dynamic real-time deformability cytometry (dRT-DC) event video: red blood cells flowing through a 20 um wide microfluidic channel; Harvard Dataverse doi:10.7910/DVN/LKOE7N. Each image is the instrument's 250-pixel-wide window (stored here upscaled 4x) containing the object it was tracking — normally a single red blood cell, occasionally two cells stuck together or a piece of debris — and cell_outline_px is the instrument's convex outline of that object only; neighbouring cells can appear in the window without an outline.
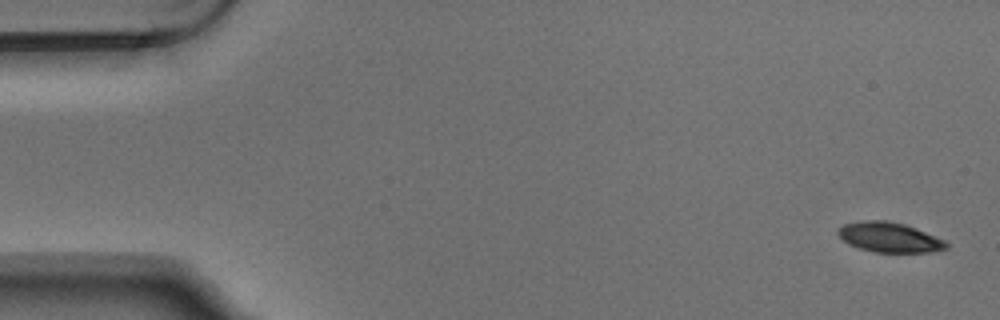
{"species": "Egyptian fruit bat (a non-hibernating species)", "species_latin": "Rousettus aegyptiacus", "temperature_condition": "warm", "stored_images_in_passage": 6, "camera_frame_rate_fps": 3000, "um_per_image_px": 0.085, "animal": {"sex": "male"}, "frame": {"image": 1, "passage_image": 1, "time_ms": 0.0, "image_size_px": [1000, 320], "cell_outline_px": [[948, 248], [928, 252], [872, 252], [848, 244], [836, 232], [844, 224], [864, 220], [884, 220], [904, 224], [944, 240], [948, 244]], "centroid_in_image_um": [75.57, 20.17], "position_along_channel_um": 9.4, "area_um2": 18.55}}
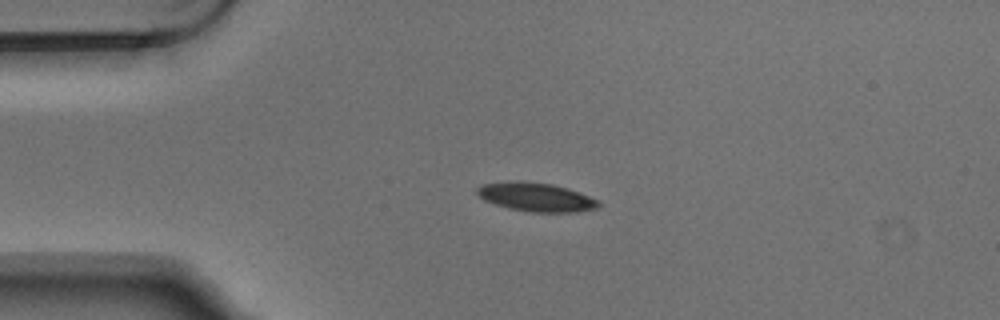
{"frame": {"image": 2, "passage_image": 4, "time_ms": 1.0, "image_size_px": [1000, 320], "cell_outline_px": [[600, 204], [596, 208], [576, 212], [532, 212], [508, 208], [484, 200], [476, 192], [476, 188], [480, 184], [512, 180], [520, 180], [552, 184], [568, 188], [580, 192], [600, 200]], "centroid_in_image_um": [45.56, 16.73], "position_along_channel_um": 39.4, "area_um2": 20.58}}
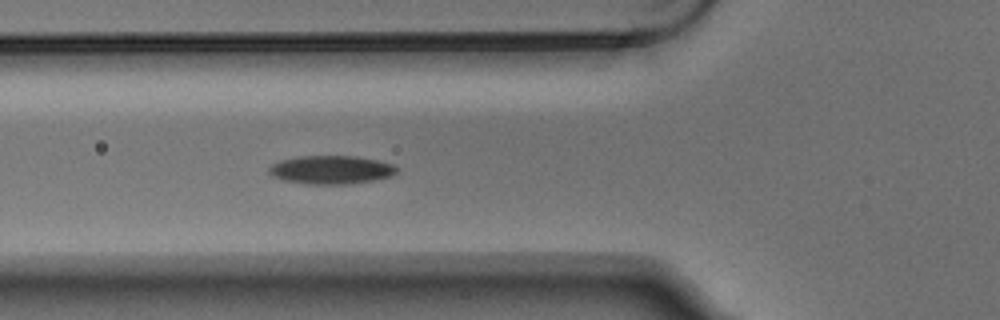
{"frame": {"image": 3, "passage_image": 6, "time_ms": 1.667, "image_size_px": [1000, 320], "cell_outline_px": [[396, 172], [392, 176], [352, 184], [308, 184], [284, 180], [272, 176], [268, 172], [268, 168], [272, 164], [280, 160], [300, 156], [356, 156], [380, 160], [392, 164], [396, 168]], "centroid_in_image_um": [28.13, 14.43], "position_along_channel_um": 97.7, "area_um2": 21.21}}